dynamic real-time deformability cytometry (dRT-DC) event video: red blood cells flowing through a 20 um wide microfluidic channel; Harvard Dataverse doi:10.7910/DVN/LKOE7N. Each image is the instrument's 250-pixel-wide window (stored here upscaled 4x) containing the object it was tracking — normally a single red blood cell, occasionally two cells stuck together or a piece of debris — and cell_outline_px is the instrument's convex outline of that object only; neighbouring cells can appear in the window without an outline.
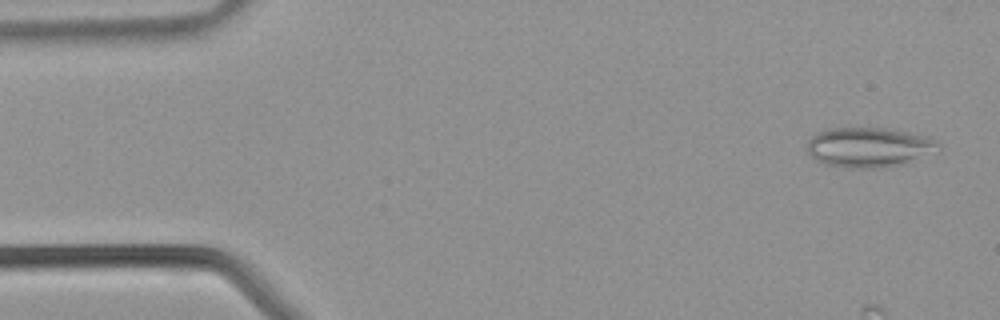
{"species": "common noctule bat (a hibernating species)", "species_latin": "Nyctalus noctula", "temperature_condition": "warm", "stored_images_in_passage": 16, "camera_frame_rate_fps": 3000, "um_per_image_px": 0.085, "animal": {"sex": "male", "body_mass_g": 21.5, "forearm_length_mm": 52.0}, "frame": {"image": 1, "passage_image": 2, "time_ms": 0.333, "image_size_px": [1000, 320], "cell_outline_px": [[940, 148], [904, 164], [880, 168], [848, 168], [824, 164], [816, 160], [808, 152], [804, 144], [816, 132], [844, 124], [880, 128], [928, 136], [936, 140], [940, 144]], "centroid_in_image_um": [73.76, 12.48], "position_along_channel_um": 11.2, "area_um2": 31.15}}